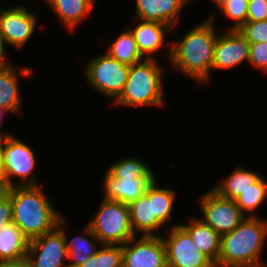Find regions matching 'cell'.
Masks as SVG:
<instances>
[{"mask_svg":"<svg viewBox=\"0 0 267 267\" xmlns=\"http://www.w3.org/2000/svg\"><path fill=\"white\" fill-rule=\"evenodd\" d=\"M213 18L209 17L206 22L191 28L182 40L173 43L168 54L172 67L200 83L210 81L217 40Z\"/></svg>","mask_w":267,"mask_h":267,"instance_id":"1","label":"cell"},{"mask_svg":"<svg viewBox=\"0 0 267 267\" xmlns=\"http://www.w3.org/2000/svg\"><path fill=\"white\" fill-rule=\"evenodd\" d=\"M40 187L15 185L6 190L12 203L13 223L29 241L53 231L62 218Z\"/></svg>","mask_w":267,"mask_h":267,"instance_id":"2","label":"cell"},{"mask_svg":"<svg viewBox=\"0 0 267 267\" xmlns=\"http://www.w3.org/2000/svg\"><path fill=\"white\" fill-rule=\"evenodd\" d=\"M267 237V221L247 215L231 232L221 235L216 267H267L260 262Z\"/></svg>","mask_w":267,"mask_h":267,"instance_id":"3","label":"cell"},{"mask_svg":"<svg viewBox=\"0 0 267 267\" xmlns=\"http://www.w3.org/2000/svg\"><path fill=\"white\" fill-rule=\"evenodd\" d=\"M162 68L155 59H145L130 66L127 81L119 97L118 106H163Z\"/></svg>","mask_w":267,"mask_h":267,"instance_id":"4","label":"cell"},{"mask_svg":"<svg viewBox=\"0 0 267 267\" xmlns=\"http://www.w3.org/2000/svg\"><path fill=\"white\" fill-rule=\"evenodd\" d=\"M88 225L100 244L123 245L135 236L128 205L111 199L102 200L95 217Z\"/></svg>","mask_w":267,"mask_h":267,"instance_id":"5","label":"cell"},{"mask_svg":"<svg viewBox=\"0 0 267 267\" xmlns=\"http://www.w3.org/2000/svg\"><path fill=\"white\" fill-rule=\"evenodd\" d=\"M130 66L120 63L107 52L93 57L85 68L88 83L114 101L123 91Z\"/></svg>","mask_w":267,"mask_h":267,"instance_id":"6","label":"cell"},{"mask_svg":"<svg viewBox=\"0 0 267 267\" xmlns=\"http://www.w3.org/2000/svg\"><path fill=\"white\" fill-rule=\"evenodd\" d=\"M35 157L34 152L26 143L11 134H4L2 161L8 188L15 186L11 180L15 176L23 179L16 186L40 185L34 176L37 164Z\"/></svg>","mask_w":267,"mask_h":267,"instance_id":"7","label":"cell"},{"mask_svg":"<svg viewBox=\"0 0 267 267\" xmlns=\"http://www.w3.org/2000/svg\"><path fill=\"white\" fill-rule=\"evenodd\" d=\"M200 208L203 213L200 219L220 236L233 231L246 217L235 200L224 198L213 189L201 196Z\"/></svg>","mask_w":267,"mask_h":267,"instance_id":"8","label":"cell"},{"mask_svg":"<svg viewBox=\"0 0 267 267\" xmlns=\"http://www.w3.org/2000/svg\"><path fill=\"white\" fill-rule=\"evenodd\" d=\"M166 250L167 267H216L193 242L189 234L178 224L162 237Z\"/></svg>","mask_w":267,"mask_h":267,"instance_id":"9","label":"cell"},{"mask_svg":"<svg viewBox=\"0 0 267 267\" xmlns=\"http://www.w3.org/2000/svg\"><path fill=\"white\" fill-rule=\"evenodd\" d=\"M136 237L122 245V267H167L166 250L160 235Z\"/></svg>","mask_w":267,"mask_h":267,"instance_id":"10","label":"cell"},{"mask_svg":"<svg viewBox=\"0 0 267 267\" xmlns=\"http://www.w3.org/2000/svg\"><path fill=\"white\" fill-rule=\"evenodd\" d=\"M66 258L68 250L58 227L29 241L26 259L32 267H67Z\"/></svg>","mask_w":267,"mask_h":267,"instance_id":"11","label":"cell"},{"mask_svg":"<svg viewBox=\"0 0 267 267\" xmlns=\"http://www.w3.org/2000/svg\"><path fill=\"white\" fill-rule=\"evenodd\" d=\"M0 39L4 43L23 48L35 32L36 16L18 5L5 10L0 7Z\"/></svg>","mask_w":267,"mask_h":267,"instance_id":"12","label":"cell"},{"mask_svg":"<svg viewBox=\"0 0 267 267\" xmlns=\"http://www.w3.org/2000/svg\"><path fill=\"white\" fill-rule=\"evenodd\" d=\"M250 43L238 30L217 35L212 69L227 70L249 60Z\"/></svg>","mask_w":267,"mask_h":267,"instance_id":"13","label":"cell"},{"mask_svg":"<svg viewBox=\"0 0 267 267\" xmlns=\"http://www.w3.org/2000/svg\"><path fill=\"white\" fill-rule=\"evenodd\" d=\"M155 178H138L132 175H111L108 171L104 177V198L129 205L146 191Z\"/></svg>","mask_w":267,"mask_h":267,"instance_id":"14","label":"cell"},{"mask_svg":"<svg viewBox=\"0 0 267 267\" xmlns=\"http://www.w3.org/2000/svg\"><path fill=\"white\" fill-rule=\"evenodd\" d=\"M190 0H136L137 20L158 22L171 28L178 22L179 13ZM192 1V0H191Z\"/></svg>","mask_w":267,"mask_h":267,"instance_id":"15","label":"cell"},{"mask_svg":"<svg viewBox=\"0 0 267 267\" xmlns=\"http://www.w3.org/2000/svg\"><path fill=\"white\" fill-rule=\"evenodd\" d=\"M134 20L140 21L134 28L130 29L138 49L145 59H152L150 55L163 48L165 32L167 30L170 32L172 28L169 25L158 22Z\"/></svg>","mask_w":267,"mask_h":267,"instance_id":"16","label":"cell"},{"mask_svg":"<svg viewBox=\"0 0 267 267\" xmlns=\"http://www.w3.org/2000/svg\"><path fill=\"white\" fill-rule=\"evenodd\" d=\"M191 237L197 248L215 265L220 254L221 236L201 219L191 218L188 225L179 224Z\"/></svg>","mask_w":267,"mask_h":267,"instance_id":"17","label":"cell"},{"mask_svg":"<svg viewBox=\"0 0 267 267\" xmlns=\"http://www.w3.org/2000/svg\"><path fill=\"white\" fill-rule=\"evenodd\" d=\"M131 226L135 235H155L156 230L163 225L153 216L152 200H149V185L137 200L129 205Z\"/></svg>","mask_w":267,"mask_h":267,"instance_id":"18","label":"cell"},{"mask_svg":"<svg viewBox=\"0 0 267 267\" xmlns=\"http://www.w3.org/2000/svg\"><path fill=\"white\" fill-rule=\"evenodd\" d=\"M57 227L63 232V237L65 240V245L68 250V258L71 259V263L67 264V267H79L81 264H83L86 260L89 259L92 255H94L97 251V245L95 242L99 243L100 241L96 237V235L91 230L90 226L87 224L86 228H84V233L89 237H91L93 240H89L87 237H85L83 234L78 235L71 239L70 242H68V236L67 233L64 230L65 223H64V217H62ZM95 241V242H93Z\"/></svg>","mask_w":267,"mask_h":267,"instance_id":"19","label":"cell"},{"mask_svg":"<svg viewBox=\"0 0 267 267\" xmlns=\"http://www.w3.org/2000/svg\"><path fill=\"white\" fill-rule=\"evenodd\" d=\"M29 240L12 222L0 231V261H16L25 259Z\"/></svg>","mask_w":267,"mask_h":267,"instance_id":"20","label":"cell"},{"mask_svg":"<svg viewBox=\"0 0 267 267\" xmlns=\"http://www.w3.org/2000/svg\"><path fill=\"white\" fill-rule=\"evenodd\" d=\"M59 20L71 30L90 14L95 0H46Z\"/></svg>","mask_w":267,"mask_h":267,"instance_id":"21","label":"cell"},{"mask_svg":"<svg viewBox=\"0 0 267 267\" xmlns=\"http://www.w3.org/2000/svg\"><path fill=\"white\" fill-rule=\"evenodd\" d=\"M260 178L258 173L254 171L237 168L228 177L217 183L212 189L224 198L235 200L241 194H244L245 191L253 188V185Z\"/></svg>","mask_w":267,"mask_h":267,"instance_id":"22","label":"cell"},{"mask_svg":"<svg viewBox=\"0 0 267 267\" xmlns=\"http://www.w3.org/2000/svg\"><path fill=\"white\" fill-rule=\"evenodd\" d=\"M13 67L0 70V105L10 113L21 114L19 80Z\"/></svg>","mask_w":267,"mask_h":267,"instance_id":"23","label":"cell"},{"mask_svg":"<svg viewBox=\"0 0 267 267\" xmlns=\"http://www.w3.org/2000/svg\"><path fill=\"white\" fill-rule=\"evenodd\" d=\"M106 52L120 63L132 66L145 58L141 55L131 30H126L112 43Z\"/></svg>","mask_w":267,"mask_h":267,"instance_id":"24","label":"cell"},{"mask_svg":"<svg viewBox=\"0 0 267 267\" xmlns=\"http://www.w3.org/2000/svg\"><path fill=\"white\" fill-rule=\"evenodd\" d=\"M156 178L149 184V200H152L153 216L162 224L170 221L171 212L175 203L176 192L171 188H159Z\"/></svg>","mask_w":267,"mask_h":267,"instance_id":"25","label":"cell"},{"mask_svg":"<svg viewBox=\"0 0 267 267\" xmlns=\"http://www.w3.org/2000/svg\"><path fill=\"white\" fill-rule=\"evenodd\" d=\"M101 249L79 267H122V245L102 244Z\"/></svg>","mask_w":267,"mask_h":267,"instance_id":"26","label":"cell"},{"mask_svg":"<svg viewBox=\"0 0 267 267\" xmlns=\"http://www.w3.org/2000/svg\"><path fill=\"white\" fill-rule=\"evenodd\" d=\"M111 175H132L138 178H155L154 172L147 163L137 158H124L108 168Z\"/></svg>","mask_w":267,"mask_h":267,"instance_id":"27","label":"cell"},{"mask_svg":"<svg viewBox=\"0 0 267 267\" xmlns=\"http://www.w3.org/2000/svg\"><path fill=\"white\" fill-rule=\"evenodd\" d=\"M267 198V182L261 177L253 188L248 189L241 194L235 203L241 212L245 215L246 212H252L262 205Z\"/></svg>","mask_w":267,"mask_h":267,"instance_id":"28","label":"cell"},{"mask_svg":"<svg viewBox=\"0 0 267 267\" xmlns=\"http://www.w3.org/2000/svg\"><path fill=\"white\" fill-rule=\"evenodd\" d=\"M248 7V0H229L219 8L226 18L235 21L227 30H238L247 22Z\"/></svg>","mask_w":267,"mask_h":267,"instance_id":"29","label":"cell"},{"mask_svg":"<svg viewBox=\"0 0 267 267\" xmlns=\"http://www.w3.org/2000/svg\"><path fill=\"white\" fill-rule=\"evenodd\" d=\"M238 31L249 43L267 42V20L246 22Z\"/></svg>","mask_w":267,"mask_h":267,"instance_id":"30","label":"cell"},{"mask_svg":"<svg viewBox=\"0 0 267 267\" xmlns=\"http://www.w3.org/2000/svg\"><path fill=\"white\" fill-rule=\"evenodd\" d=\"M248 63L262 71H267V42L250 43Z\"/></svg>","mask_w":267,"mask_h":267,"instance_id":"31","label":"cell"},{"mask_svg":"<svg viewBox=\"0 0 267 267\" xmlns=\"http://www.w3.org/2000/svg\"><path fill=\"white\" fill-rule=\"evenodd\" d=\"M247 22L267 20V0H248Z\"/></svg>","mask_w":267,"mask_h":267,"instance_id":"32","label":"cell"},{"mask_svg":"<svg viewBox=\"0 0 267 267\" xmlns=\"http://www.w3.org/2000/svg\"><path fill=\"white\" fill-rule=\"evenodd\" d=\"M13 222L12 203L9 194L6 191L0 192V231Z\"/></svg>","mask_w":267,"mask_h":267,"instance_id":"33","label":"cell"},{"mask_svg":"<svg viewBox=\"0 0 267 267\" xmlns=\"http://www.w3.org/2000/svg\"><path fill=\"white\" fill-rule=\"evenodd\" d=\"M2 153H3V136H0V192L6 191L8 189L7 180L3 169Z\"/></svg>","mask_w":267,"mask_h":267,"instance_id":"34","label":"cell"},{"mask_svg":"<svg viewBox=\"0 0 267 267\" xmlns=\"http://www.w3.org/2000/svg\"><path fill=\"white\" fill-rule=\"evenodd\" d=\"M0 267H32L27 259L16 261H0Z\"/></svg>","mask_w":267,"mask_h":267,"instance_id":"35","label":"cell"},{"mask_svg":"<svg viewBox=\"0 0 267 267\" xmlns=\"http://www.w3.org/2000/svg\"><path fill=\"white\" fill-rule=\"evenodd\" d=\"M6 60L8 59L5 53V44L3 40L0 39V70L5 69L11 65L9 60Z\"/></svg>","mask_w":267,"mask_h":267,"instance_id":"36","label":"cell"},{"mask_svg":"<svg viewBox=\"0 0 267 267\" xmlns=\"http://www.w3.org/2000/svg\"><path fill=\"white\" fill-rule=\"evenodd\" d=\"M5 113H9V111L0 105V125H1V121L3 120ZM1 132H2V130H1V126H0V136H4L3 133H1Z\"/></svg>","mask_w":267,"mask_h":267,"instance_id":"37","label":"cell"},{"mask_svg":"<svg viewBox=\"0 0 267 267\" xmlns=\"http://www.w3.org/2000/svg\"><path fill=\"white\" fill-rule=\"evenodd\" d=\"M229 0H213L214 5H216L217 8H220L222 5L227 3Z\"/></svg>","mask_w":267,"mask_h":267,"instance_id":"38","label":"cell"}]
</instances>
